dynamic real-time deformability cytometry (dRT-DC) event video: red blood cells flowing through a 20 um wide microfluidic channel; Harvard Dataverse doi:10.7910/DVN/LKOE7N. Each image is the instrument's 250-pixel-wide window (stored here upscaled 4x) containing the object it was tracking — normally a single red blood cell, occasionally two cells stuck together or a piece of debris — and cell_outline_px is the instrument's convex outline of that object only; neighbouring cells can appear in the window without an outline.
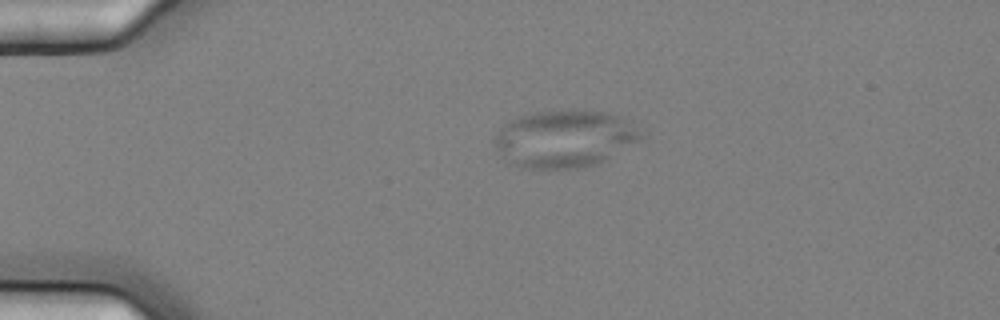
{"species": "common noctule bat (a hibernating species)", "species_latin": "Nyctalus noctula", "temperature_condition": "cold", "stored_images_in_passage": 2, "camera_frame_rate_fps": 3000, "um_per_image_px": 0.085, "animal": {"sex": "female", "body_mass_g": 25.1}, "frame": {"image": 1, "passage_image": 1, "time_ms": 0.0, "image_size_px": [1000, 320], "cell_outline_px": [[648, 132], [640, 140], [604, 160], [596, 164], [576, 168], [520, 168], [512, 164], [496, 148], [492, 140], [496, 132], [504, 124], [516, 116], [532, 112], [568, 108], [576, 108], [608, 112], [624, 116]], "centroid_in_image_um": [48.04, 11.73], "position_along_channel_um": 37.0, "area_um2": 50.11}}